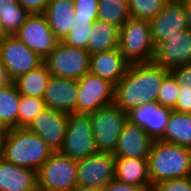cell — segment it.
Segmentation results:
<instances>
[{
    "label": "cell",
    "instance_id": "cell-1",
    "mask_svg": "<svg viewBox=\"0 0 191 191\" xmlns=\"http://www.w3.org/2000/svg\"><path fill=\"white\" fill-rule=\"evenodd\" d=\"M170 70L149 63L130 64L124 77L114 85L113 104L122 111L157 102L159 90Z\"/></svg>",
    "mask_w": 191,
    "mask_h": 191
},
{
    "label": "cell",
    "instance_id": "cell-2",
    "mask_svg": "<svg viewBox=\"0 0 191 191\" xmlns=\"http://www.w3.org/2000/svg\"><path fill=\"white\" fill-rule=\"evenodd\" d=\"M53 153L52 149L27 128L2 131L0 157L14 165L38 170Z\"/></svg>",
    "mask_w": 191,
    "mask_h": 191
},
{
    "label": "cell",
    "instance_id": "cell-3",
    "mask_svg": "<svg viewBox=\"0 0 191 191\" xmlns=\"http://www.w3.org/2000/svg\"><path fill=\"white\" fill-rule=\"evenodd\" d=\"M151 186L163 181L191 176V149L154 140L148 158Z\"/></svg>",
    "mask_w": 191,
    "mask_h": 191
},
{
    "label": "cell",
    "instance_id": "cell-4",
    "mask_svg": "<svg viewBox=\"0 0 191 191\" xmlns=\"http://www.w3.org/2000/svg\"><path fill=\"white\" fill-rule=\"evenodd\" d=\"M118 48L130 64L153 62L155 44L150 21L129 18L119 29Z\"/></svg>",
    "mask_w": 191,
    "mask_h": 191
},
{
    "label": "cell",
    "instance_id": "cell-5",
    "mask_svg": "<svg viewBox=\"0 0 191 191\" xmlns=\"http://www.w3.org/2000/svg\"><path fill=\"white\" fill-rule=\"evenodd\" d=\"M77 160L53 152L37 170L39 191H71L77 184Z\"/></svg>",
    "mask_w": 191,
    "mask_h": 191
},
{
    "label": "cell",
    "instance_id": "cell-6",
    "mask_svg": "<svg viewBox=\"0 0 191 191\" xmlns=\"http://www.w3.org/2000/svg\"><path fill=\"white\" fill-rule=\"evenodd\" d=\"M89 117L97 151L113 154L128 121L127 112L112 104L90 113Z\"/></svg>",
    "mask_w": 191,
    "mask_h": 191
},
{
    "label": "cell",
    "instance_id": "cell-7",
    "mask_svg": "<svg viewBox=\"0 0 191 191\" xmlns=\"http://www.w3.org/2000/svg\"><path fill=\"white\" fill-rule=\"evenodd\" d=\"M43 63L52 76L78 81L89 73L90 53L60 41Z\"/></svg>",
    "mask_w": 191,
    "mask_h": 191
},
{
    "label": "cell",
    "instance_id": "cell-8",
    "mask_svg": "<svg viewBox=\"0 0 191 191\" xmlns=\"http://www.w3.org/2000/svg\"><path fill=\"white\" fill-rule=\"evenodd\" d=\"M61 154L74 160L97 153L89 114H68V122Z\"/></svg>",
    "mask_w": 191,
    "mask_h": 191
},
{
    "label": "cell",
    "instance_id": "cell-9",
    "mask_svg": "<svg viewBox=\"0 0 191 191\" xmlns=\"http://www.w3.org/2000/svg\"><path fill=\"white\" fill-rule=\"evenodd\" d=\"M0 51L3 67L12 82L44 62L15 35H7L0 40Z\"/></svg>",
    "mask_w": 191,
    "mask_h": 191
},
{
    "label": "cell",
    "instance_id": "cell-10",
    "mask_svg": "<svg viewBox=\"0 0 191 191\" xmlns=\"http://www.w3.org/2000/svg\"><path fill=\"white\" fill-rule=\"evenodd\" d=\"M77 84L76 114H90L113 104L114 84L110 81L88 73Z\"/></svg>",
    "mask_w": 191,
    "mask_h": 191
},
{
    "label": "cell",
    "instance_id": "cell-11",
    "mask_svg": "<svg viewBox=\"0 0 191 191\" xmlns=\"http://www.w3.org/2000/svg\"><path fill=\"white\" fill-rule=\"evenodd\" d=\"M15 36L43 60L54 51L60 42L50 29L44 14H31Z\"/></svg>",
    "mask_w": 191,
    "mask_h": 191
},
{
    "label": "cell",
    "instance_id": "cell-12",
    "mask_svg": "<svg viewBox=\"0 0 191 191\" xmlns=\"http://www.w3.org/2000/svg\"><path fill=\"white\" fill-rule=\"evenodd\" d=\"M77 184L103 189L115 179V157L110 153L97 152L77 160Z\"/></svg>",
    "mask_w": 191,
    "mask_h": 191
},
{
    "label": "cell",
    "instance_id": "cell-13",
    "mask_svg": "<svg viewBox=\"0 0 191 191\" xmlns=\"http://www.w3.org/2000/svg\"><path fill=\"white\" fill-rule=\"evenodd\" d=\"M152 39L155 48L180 32L188 30L184 2L169 1L163 10L150 20Z\"/></svg>",
    "mask_w": 191,
    "mask_h": 191
},
{
    "label": "cell",
    "instance_id": "cell-14",
    "mask_svg": "<svg viewBox=\"0 0 191 191\" xmlns=\"http://www.w3.org/2000/svg\"><path fill=\"white\" fill-rule=\"evenodd\" d=\"M67 122V113L46 107L34 117L27 129L41 137L53 152H59L63 146Z\"/></svg>",
    "mask_w": 191,
    "mask_h": 191
},
{
    "label": "cell",
    "instance_id": "cell-15",
    "mask_svg": "<svg viewBox=\"0 0 191 191\" xmlns=\"http://www.w3.org/2000/svg\"><path fill=\"white\" fill-rule=\"evenodd\" d=\"M153 62L167 70L191 64V30L182 31L159 44Z\"/></svg>",
    "mask_w": 191,
    "mask_h": 191
},
{
    "label": "cell",
    "instance_id": "cell-16",
    "mask_svg": "<svg viewBox=\"0 0 191 191\" xmlns=\"http://www.w3.org/2000/svg\"><path fill=\"white\" fill-rule=\"evenodd\" d=\"M171 111V108L157 102L146 103L130 109L127 112V119L130 123L143 128L153 140H159L164 134Z\"/></svg>",
    "mask_w": 191,
    "mask_h": 191
},
{
    "label": "cell",
    "instance_id": "cell-17",
    "mask_svg": "<svg viewBox=\"0 0 191 191\" xmlns=\"http://www.w3.org/2000/svg\"><path fill=\"white\" fill-rule=\"evenodd\" d=\"M77 98V81L57 76H51L43 95L47 108L67 114L76 113Z\"/></svg>",
    "mask_w": 191,
    "mask_h": 191
},
{
    "label": "cell",
    "instance_id": "cell-18",
    "mask_svg": "<svg viewBox=\"0 0 191 191\" xmlns=\"http://www.w3.org/2000/svg\"><path fill=\"white\" fill-rule=\"evenodd\" d=\"M154 140L140 126L127 121L114 150L115 158L148 159Z\"/></svg>",
    "mask_w": 191,
    "mask_h": 191
},
{
    "label": "cell",
    "instance_id": "cell-19",
    "mask_svg": "<svg viewBox=\"0 0 191 191\" xmlns=\"http://www.w3.org/2000/svg\"><path fill=\"white\" fill-rule=\"evenodd\" d=\"M130 63L119 48L90 55L89 73L116 85L126 74Z\"/></svg>",
    "mask_w": 191,
    "mask_h": 191
},
{
    "label": "cell",
    "instance_id": "cell-20",
    "mask_svg": "<svg viewBox=\"0 0 191 191\" xmlns=\"http://www.w3.org/2000/svg\"><path fill=\"white\" fill-rule=\"evenodd\" d=\"M0 191H39L37 171L0 157Z\"/></svg>",
    "mask_w": 191,
    "mask_h": 191
},
{
    "label": "cell",
    "instance_id": "cell-21",
    "mask_svg": "<svg viewBox=\"0 0 191 191\" xmlns=\"http://www.w3.org/2000/svg\"><path fill=\"white\" fill-rule=\"evenodd\" d=\"M73 9V0H51L43 13L59 41H63L76 24Z\"/></svg>",
    "mask_w": 191,
    "mask_h": 191
},
{
    "label": "cell",
    "instance_id": "cell-22",
    "mask_svg": "<svg viewBox=\"0 0 191 191\" xmlns=\"http://www.w3.org/2000/svg\"><path fill=\"white\" fill-rule=\"evenodd\" d=\"M115 179L149 191L151 182L148 159L115 158Z\"/></svg>",
    "mask_w": 191,
    "mask_h": 191
},
{
    "label": "cell",
    "instance_id": "cell-23",
    "mask_svg": "<svg viewBox=\"0 0 191 191\" xmlns=\"http://www.w3.org/2000/svg\"><path fill=\"white\" fill-rule=\"evenodd\" d=\"M160 141L191 149V114L172 109Z\"/></svg>",
    "mask_w": 191,
    "mask_h": 191
},
{
    "label": "cell",
    "instance_id": "cell-24",
    "mask_svg": "<svg viewBox=\"0 0 191 191\" xmlns=\"http://www.w3.org/2000/svg\"><path fill=\"white\" fill-rule=\"evenodd\" d=\"M119 28L100 19L93 23L87 51L91 54L118 48Z\"/></svg>",
    "mask_w": 191,
    "mask_h": 191
},
{
    "label": "cell",
    "instance_id": "cell-25",
    "mask_svg": "<svg viewBox=\"0 0 191 191\" xmlns=\"http://www.w3.org/2000/svg\"><path fill=\"white\" fill-rule=\"evenodd\" d=\"M20 93L14 82L0 88V129L18 128Z\"/></svg>",
    "mask_w": 191,
    "mask_h": 191
},
{
    "label": "cell",
    "instance_id": "cell-26",
    "mask_svg": "<svg viewBox=\"0 0 191 191\" xmlns=\"http://www.w3.org/2000/svg\"><path fill=\"white\" fill-rule=\"evenodd\" d=\"M51 73L43 63L39 67L18 77L13 82L20 95L43 98Z\"/></svg>",
    "mask_w": 191,
    "mask_h": 191
},
{
    "label": "cell",
    "instance_id": "cell-27",
    "mask_svg": "<svg viewBox=\"0 0 191 191\" xmlns=\"http://www.w3.org/2000/svg\"><path fill=\"white\" fill-rule=\"evenodd\" d=\"M30 15L17 0H0V17L7 35H15Z\"/></svg>",
    "mask_w": 191,
    "mask_h": 191
},
{
    "label": "cell",
    "instance_id": "cell-28",
    "mask_svg": "<svg viewBox=\"0 0 191 191\" xmlns=\"http://www.w3.org/2000/svg\"><path fill=\"white\" fill-rule=\"evenodd\" d=\"M131 18L128 0H99L98 18L120 29Z\"/></svg>",
    "mask_w": 191,
    "mask_h": 191
},
{
    "label": "cell",
    "instance_id": "cell-29",
    "mask_svg": "<svg viewBox=\"0 0 191 191\" xmlns=\"http://www.w3.org/2000/svg\"><path fill=\"white\" fill-rule=\"evenodd\" d=\"M169 0H128L132 18L151 20L157 16Z\"/></svg>",
    "mask_w": 191,
    "mask_h": 191
},
{
    "label": "cell",
    "instance_id": "cell-30",
    "mask_svg": "<svg viewBox=\"0 0 191 191\" xmlns=\"http://www.w3.org/2000/svg\"><path fill=\"white\" fill-rule=\"evenodd\" d=\"M45 108L43 98L21 95L18 110V128H27L34 117Z\"/></svg>",
    "mask_w": 191,
    "mask_h": 191
},
{
    "label": "cell",
    "instance_id": "cell-31",
    "mask_svg": "<svg viewBox=\"0 0 191 191\" xmlns=\"http://www.w3.org/2000/svg\"><path fill=\"white\" fill-rule=\"evenodd\" d=\"M93 23L94 21H77L62 42L71 47L87 50Z\"/></svg>",
    "mask_w": 191,
    "mask_h": 191
},
{
    "label": "cell",
    "instance_id": "cell-32",
    "mask_svg": "<svg viewBox=\"0 0 191 191\" xmlns=\"http://www.w3.org/2000/svg\"><path fill=\"white\" fill-rule=\"evenodd\" d=\"M179 90L180 87L177 80L171 73H169L161 84L157 103L172 109L176 105L177 99L180 95Z\"/></svg>",
    "mask_w": 191,
    "mask_h": 191
},
{
    "label": "cell",
    "instance_id": "cell-33",
    "mask_svg": "<svg viewBox=\"0 0 191 191\" xmlns=\"http://www.w3.org/2000/svg\"><path fill=\"white\" fill-rule=\"evenodd\" d=\"M75 22L95 21L98 18L99 0H73Z\"/></svg>",
    "mask_w": 191,
    "mask_h": 191
},
{
    "label": "cell",
    "instance_id": "cell-34",
    "mask_svg": "<svg viewBox=\"0 0 191 191\" xmlns=\"http://www.w3.org/2000/svg\"><path fill=\"white\" fill-rule=\"evenodd\" d=\"M149 191H191V176L154 184Z\"/></svg>",
    "mask_w": 191,
    "mask_h": 191
},
{
    "label": "cell",
    "instance_id": "cell-35",
    "mask_svg": "<svg viewBox=\"0 0 191 191\" xmlns=\"http://www.w3.org/2000/svg\"><path fill=\"white\" fill-rule=\"evenodd\" d=\"M170 73L177 80L180 89L191 90V64L175 67Z\"/></svg>",
    "mask_w": 191,
    "mask_h": 191
},
{
    "label": "cell",
    "instance_id": "cell-36",
    "mask_svg": "<svg viewBox=\"0 0 191 191\" xmlns=\"http://www.w3.org/2000/svg\"><path fill=\"white\" fill-rule=\"evenodd\" d=\"M180 95L176 105L172 108L175 111L191 114V90L180 89Z\"/></svg>",
    "mask_w": 191,
    "mask_h": 191
},
{
    "label": "cell",
    "instance_id": "cell-37",
    "mask_svg": "<svg viewBox=\"0 0 191 191\" xmlns=\"http://www.w3.org/2000/svg\"><path fill=\"white\" fill-rule=\"evenodd\" d=\"M30 14H43L51 0H17Z\"/></svg>",
    "mask_w": 191,
    "mask_h": 191
},
{
    "label": "cell",
    "instance_id": "cell-38",
    "mask_svg": "<svg viewBox=\"0 0 191 191\" xmlns=\"http://www.w3.org/2000/svg\"><path fill=\"white\" fill-rule=\"evenodd\" d=\"M103 191H145V190L140 186L127 184L118 181L117 179H113L103 188Z\"/></svg>",
    "mask_w": 191,
    "mask_h": 191
},
{
    "label": "cell",
    "instance_id": "cell-39",
    "mask_svg": "<svg viewBox=\"0 0 191 191\" xmlns=\"http://www.w3.org/2000/svg\"><path fill=\"white\" fill-rule=\"evenodd\" d=\"M11 82L12 81L10 80L7 72L5 71V69L3 67L2 55H1V51H0V88L8 85Z\"/></svg>",
    "mask_w": 191,
    "mask_h": 191
},
{
    "label": "cell",
    "instance_id": "cell-40",
    "mask_svg": "<svg viewBox=\"0 0 191 191\" xmlns=\"http://www.w3.org/2000/svg\"><path fill=\"white\" fill-rule=\"evenodd\" d=\"M184 5L186 9L188 28L191 30V0L185 1Z\"/></svg>",
    "mask_w": 191,
    "mask_h": 191
},
{
    "label": "cell",
    "instance_id": "cell-41",
    "mask_svg": "<svg viewBox=\"0 0 191 191\" xmlns=\"http://www.w3.org/2000/svg\"><path fill=\"white\" fill-rule=\"evenodd\" d=\"M71 191H103V189H94V188H90V187H85V186L77 185Z\"/></svg>",
    "mask_w": 191,
    "mask_h": 191
},
{
    "label": "cell",
    "instance_id": "cell-42",
    "mask_svg": "<svg viewBox=\"0 0 191 191\" xmlns=\"http://www.w3.org/2000/svg\"><path fill=\"white\" fill-rule=\"evenodd\" d=\"M6 36L7 34L4 32L3 21L1 20L0 17V40Z\"/></svg>",
    "mask_w": 191,
    "mask_h": 191
},
{
    "label": "cell",
    "instance_id": "cell-43",
    "mask_svg": "<svg viewBox=\"0 0 191 191\" xmlns=\"http://www.w3.org/2000/svg\"><path fill=\"white\" fill-rule=\"evenodd\" d=\"M169 1H172V2H185L187 0H169Z\"/></svg>",
    "mask_w": 191,
    "mask_h": 191
}]
</instances>
